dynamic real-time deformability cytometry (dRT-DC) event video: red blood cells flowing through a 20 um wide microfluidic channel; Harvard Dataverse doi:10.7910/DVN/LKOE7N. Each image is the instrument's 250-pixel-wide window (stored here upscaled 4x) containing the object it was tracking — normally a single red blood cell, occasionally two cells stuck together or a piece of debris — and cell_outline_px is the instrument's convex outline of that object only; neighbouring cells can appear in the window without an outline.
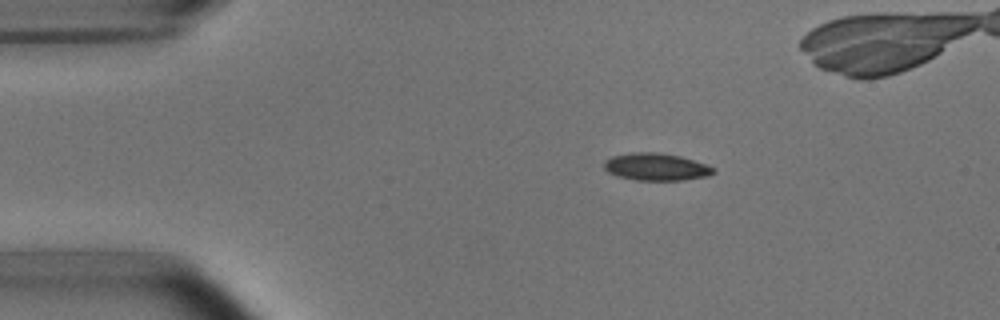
{"species": "common noctule bat (a hibernating species)", "species_latin": "Nyctalus noctula", "temperature_condition": "room temperature", "stored_images_in_passage": 8, "camera_frame_rate_fps": 3000, "um_per_image_px": 0.085, "animal": {"sex": "male", "body_mass_g": 15.6}, "frame": {"image": 1, "passage_image": 1, "time_ms": 0.0, "image_size_px": [1000, 320], "cell_outline_px": [[716, 172], [708, 176], [684, 180], [636, 180], [616, 176], [608, 172], [604, 168], [604, 160], [612, 156], [632, 152], [660, 152], [680, 156], [716, 168]], "centroid_in_image_um": [55.76, 14.18], "position_along_channel_um": 29.2, "area_um2": 17.51}}
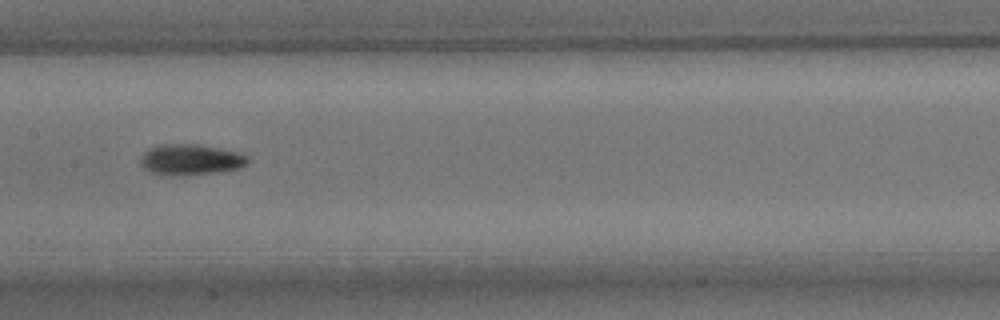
{"frame": {"image": 2, "passage_image": 6, "time_ms": 5.667, "image_size_px": [1000, 320], "cell_outline_px": [[248, 164], [240, 168], [216, 172], [152, 172], [144, 168], [140, 164], [140, 160], [144, 152], [148, 148], [160, 144], [200, 144], [220, 148], [236, 152], [248, 156]], "centroid_in_image_um": [16.24, 13.5], "position_along_channel_um": 191.2, "area_um2": 18.32}}
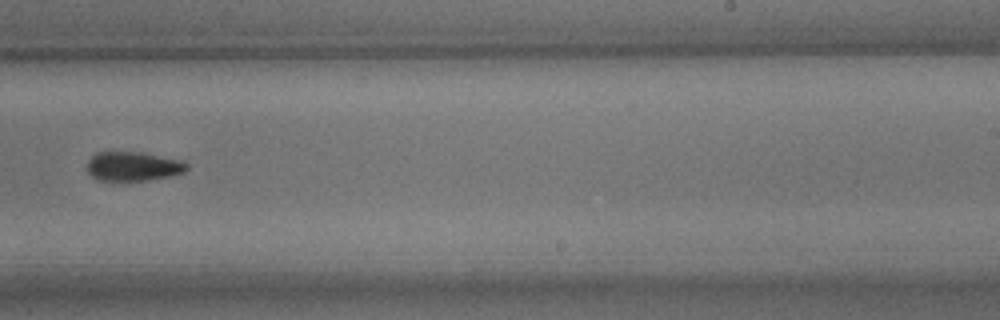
{"frame": {"image": 3, "passage_image": 8, "time_ms": 8.0, "image_size_px": [1000, 320], "cell_outline_px": [[188, 168], [184, 172], [168, 176], [148, 180], [96, 180], [88, 172], [88, 160], [96, 152], [140, 152], [184, 160], [188, 164]], "centroid_in_image_um": [11.33, 14.13], "position_along_channel_um": 277.7, "area_um2": 16.94}}